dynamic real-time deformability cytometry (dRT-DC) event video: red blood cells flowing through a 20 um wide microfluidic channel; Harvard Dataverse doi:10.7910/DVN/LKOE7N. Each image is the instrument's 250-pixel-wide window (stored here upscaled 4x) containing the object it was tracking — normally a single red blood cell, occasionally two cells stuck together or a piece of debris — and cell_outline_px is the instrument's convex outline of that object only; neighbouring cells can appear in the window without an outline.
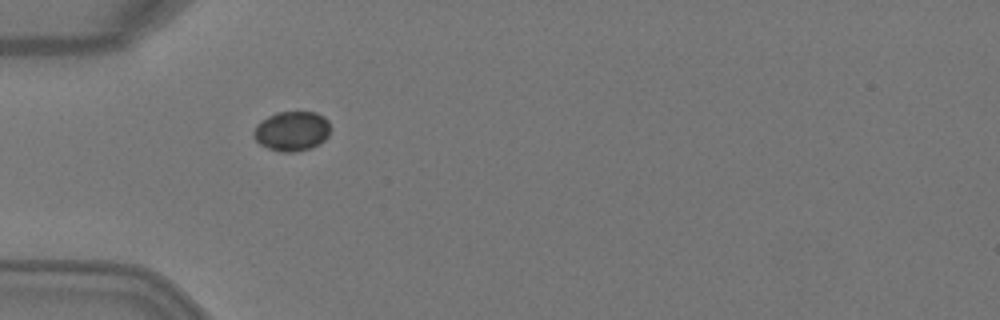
{"species": "Egyptian fruit bat (a non-hibernating species)", "species_latin": "Rousettus aegyptiacus", "temperature_condition": "warm", "stored_images_in_passage": 2, "camera_frame_rate_fps": 3000, "um_per_image_px": 0.085, "animal": {"sex": "female"}, "frame": {"image": 1, "passage_image": 1, "time_ms": 0.0, "image_size_px": [1000, 320], "cell_outline_px": [[328, 136], [320, 144], [312, 148], [292, 152], [280, 152], [268, 148], [260, 144], [252, 136], [252, 132], [256, 124], [260, 120], [276, 112], [316, 112], [324, 116], [328, 120]], "centroid_in_image_um": [24.77, 11.14], "position_along_channel_um": 60.2, "area_um2": 17.92}}
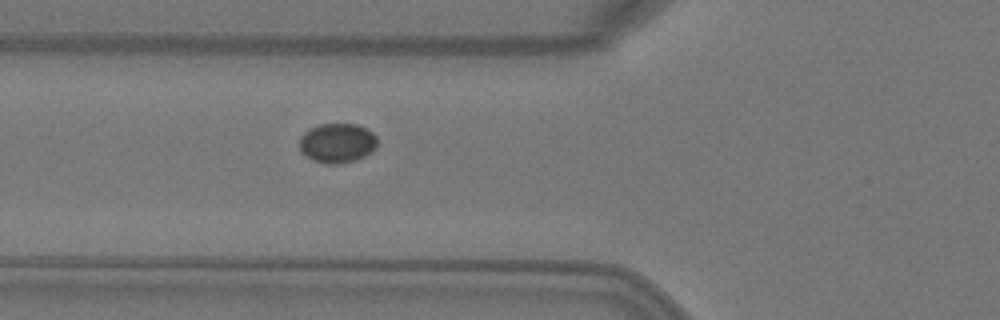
{"frame": {"image": 2, "passage_image": 2, "time_ms": 0.333, "image_size_px": [1000, 320], "cell_outline_px": [[376, 148], [372, 152], [356, 160], [336, 164], [328, 164], [312, 160], [300, 152], [300, 136], [308, 128], [320, 124], [356, 124], [368, 128], [376, 136]], "centroid_in_image_um": [28.66, 12.15], "position_along_channel_um": 97.1, "area_um2": 18.15}}